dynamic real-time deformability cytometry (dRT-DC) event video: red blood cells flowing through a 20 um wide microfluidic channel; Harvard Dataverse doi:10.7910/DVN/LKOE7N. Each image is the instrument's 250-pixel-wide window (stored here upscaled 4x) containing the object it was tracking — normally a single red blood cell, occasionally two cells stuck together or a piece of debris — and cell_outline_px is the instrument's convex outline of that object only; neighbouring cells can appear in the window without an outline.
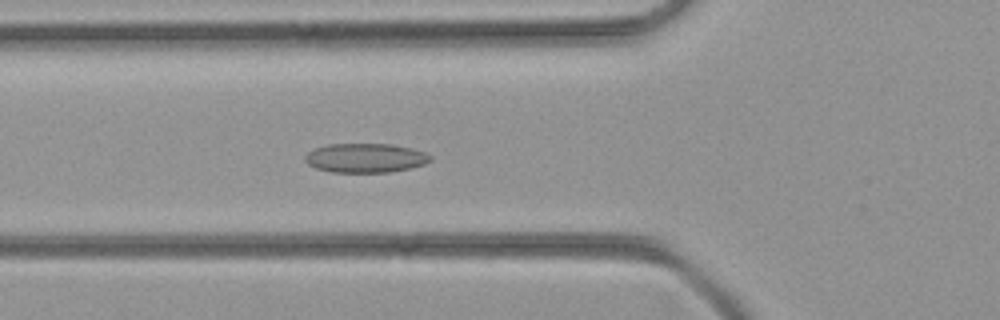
{"species": "common noctule bat (a hibernating species)", "species_latin": "Nyctalus noctula", "temperature_condition": "room temperature", "stored_images_in_passage": 33, "camera_frame_rate_fps": 3000, "um_per_image_px": 0.085, "animal": {"sex": "female", "body_mass_g": 21.9}, "frame": {"image": 1, "passage_image": 8, "time_ms": 2.333, "image_size_px": [1000, 320], "cell_outline_px": [[432, 160], [424, 164], [412, 168], [392, 172], [332, 172], [316, 168], [308, 164], [304, 160], [304, 156], [312, 148], [328, 144], [392, 144], [412, 148], [424, 152], [432, 156]], "centroid_in_image_um": [31.06, 13.42], "position_along_channel_um": 94.7, "area_um2": 21.56}}
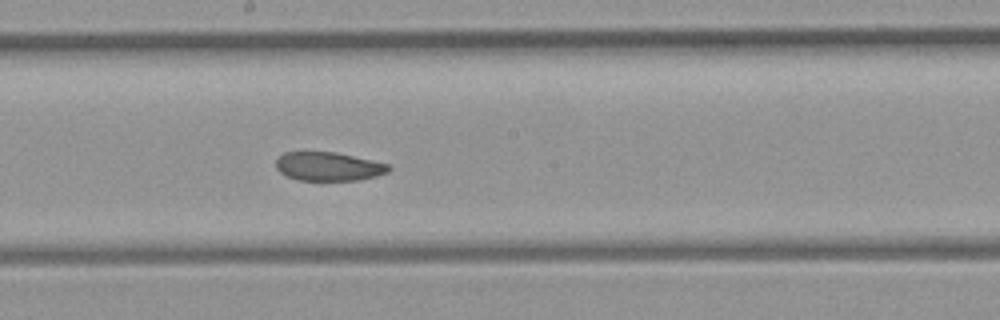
{"frame": {"image": 2, "passage_image": 17, "time_ms": 5.333, "image_size_px": [1000, 320], "cell_outline_px": [[392, 168], [388, 172], [376, 176], [356, 180], [300, 180], [288, 176], [280, 172], [276, 168], [276, 160], [284, 152], [336, 152], [388, 164]], "centroid_in_image_um": [27.92, 14.14], "position_along_channel_um": 220.3, "area_um2": 18.67}}
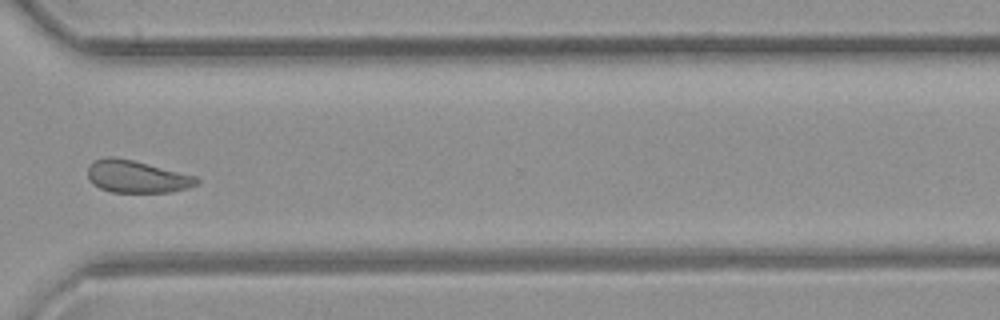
{"frame": {"image": 3, "passage_image": 27, "time_ms": 8.667, "image_size_px": [1000, 320], "cell_outline_px": [[200, 180], [196, 184], [188, 188], [172, 192], [112, 192], [100, 188], [92, 184], [88, 176], [88, 164], [104, 156], [112, 156], [132, 160], [196, 176]], "centroid_in_image_um": [11.6, 15.01], "position_along_channel_um": 359.0, "area_um2": 20.46}}